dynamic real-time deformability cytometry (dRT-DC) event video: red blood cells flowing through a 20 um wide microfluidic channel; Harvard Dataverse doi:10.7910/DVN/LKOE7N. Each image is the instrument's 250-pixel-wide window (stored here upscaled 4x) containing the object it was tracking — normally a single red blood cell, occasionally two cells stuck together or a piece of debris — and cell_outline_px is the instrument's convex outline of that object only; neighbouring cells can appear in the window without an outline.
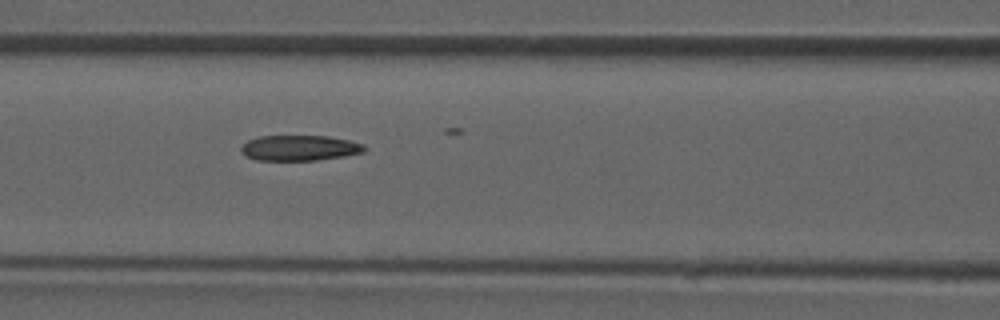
{"species": "common noctule bat (a hibernating species)", "species_latin": "Nyctalus noctula", "temperature_condition": "room temperature", "stored_images_in_passage": 37, "camera_frame_rate_fps": 3000, "um_per_image_px": 0.085, "animal": {"sex": "male", "forearm_length_mm": 52.5}, "frame": {"image": 1, "passage_image": 21, "time_ms": 6.667, "image_size_px": [1000, 320], "cell_outline_px": [[368, 148], [364, 152], [344, 156], [316, 160], [256, 160], [244, 156], [240, 152], [240, 148], [248, 140], [260, 136], [328, 136], [348, 140], [364, 144]], "centroid_in_image_um": [25.46, 12.58], "position_along_channel_um": 141.1, "area_um2": 18.38}}